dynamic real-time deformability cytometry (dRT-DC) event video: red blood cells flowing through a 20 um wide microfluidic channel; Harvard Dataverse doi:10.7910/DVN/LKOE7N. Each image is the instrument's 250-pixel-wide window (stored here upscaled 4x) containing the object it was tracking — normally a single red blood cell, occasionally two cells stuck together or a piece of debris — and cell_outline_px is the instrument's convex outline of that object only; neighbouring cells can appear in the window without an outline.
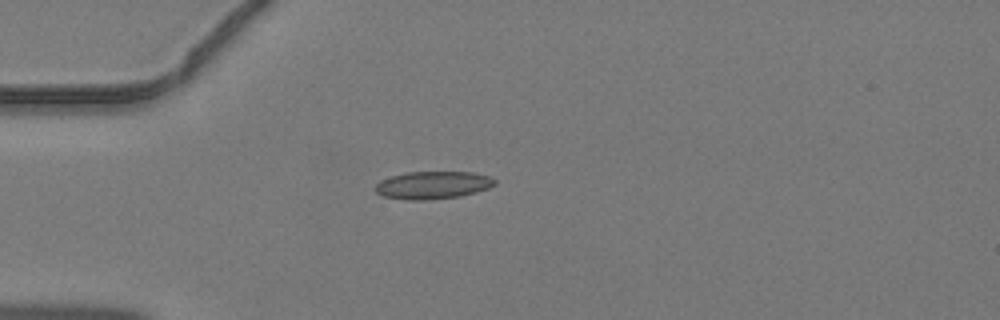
{"species": "common noctule bat (a hibernating species)", "species_latin": "Nyctalus noctula", "temperature_condition": "warm", "stored_images_in_passage": 34, "camera_frame_rate_fps": 3000, "um_per_image_px": 0.085, "animal": {"sex": "male", "body_mass_g": 19.2, "forearm_length_mm": 51.8}, "frame": {"image": 1, "passage_image": 1, "time_ms": 0.0, "image_size_px": [1000, 320], "cell_outline_px": [[496, 184], [488, 188], [476, 192], [460, 196], [424, 200], [404, 200], [384, 196], [376, 192], [376, 184], [380, 180], [404, 172], [472, 172], [488, 176], [496, 180]], "centroid_in_image_um": [36.78, 15.73], "position_along_channel_um": 48.2, "area_um2": 19.19}}
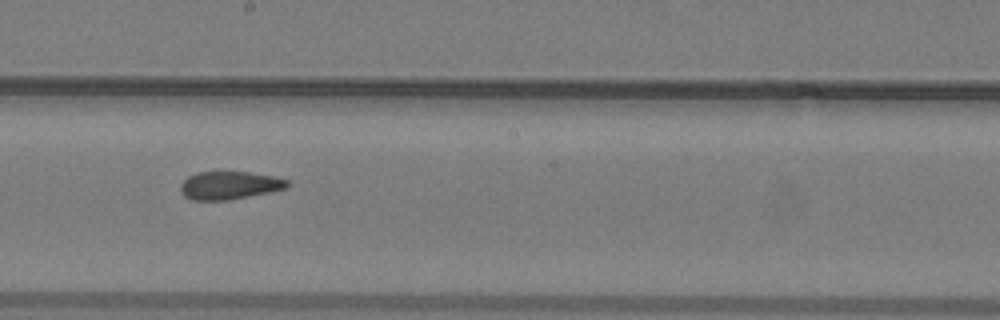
{"frame": {"image": 2, "passage_image": 14, "time_ms": 4.333, "image_size_px": [1000, 320], "cell_outline_px": [[288, 188], [228, 200], [192, 200], [184, 196], [180, 192], [180, 184], [188, 176], [196, 172], [248, 172], [272, 176], [288, 180]], "centroid_in_image_um": [19.46, 15.75], "position_along_channel_um": 228.7, "area_um2": 17.34}}
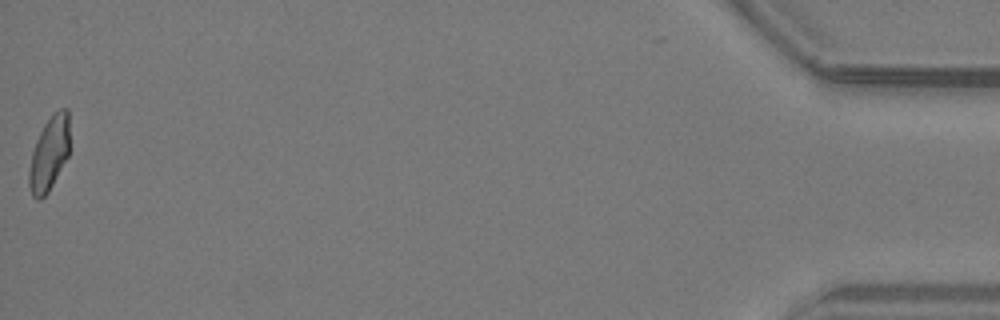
{"frame": {"image": 3, "passage_image": 34, "time_ms": 11.0, "image_size_px": [1000, 320], "cell_outline_px": [[68, 156], [48, 192], [40, 200], [36, 200], [32, 196], [28, 184], [28, 172], [32, 152], [36, 140], [44, 124], [52, 112], [60, 108], [68, 108]], "centroid_in_image_um": [4.16, 13.06], "position_along_channel_um": 431.0, "area_um2": 17.51}}